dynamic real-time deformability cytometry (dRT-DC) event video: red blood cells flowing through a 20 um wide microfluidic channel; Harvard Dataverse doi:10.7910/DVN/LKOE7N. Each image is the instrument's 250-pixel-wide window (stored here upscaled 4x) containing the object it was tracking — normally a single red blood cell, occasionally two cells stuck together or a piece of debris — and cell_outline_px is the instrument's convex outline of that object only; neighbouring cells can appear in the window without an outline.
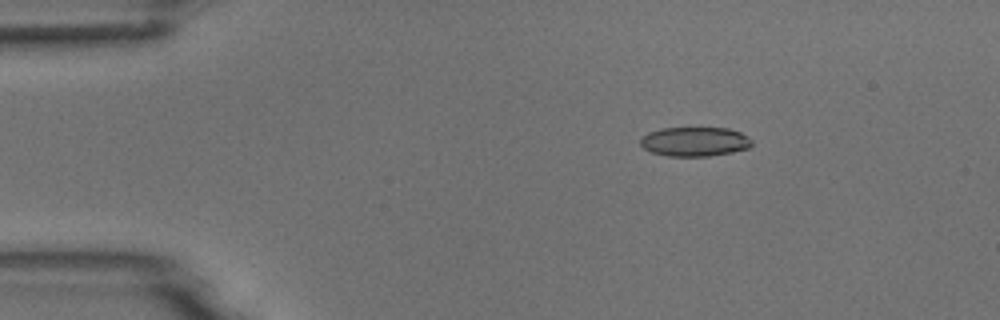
{"species": "common noctule bat (a hibernating species)", "species_latin": "Nyctalus noctula", "temperature_condition": "room temperature", "stored_images_in_passage": 5, "camera_frame_rate_fps": 3000, "um_per_image_px": 0.085, "animal": {"sex": "male", "body_mass_g": 18.8}, "frame": {"image": 1, "passage_image": 2, "time_ms": 2.0, "image_size_px": [1000, 320], "cell_outline_px": [[752, 144], [748, 148], [732, 152], [708, 156], [668, 156], [652, 152], [644, 148], [640, 144], [640, 140], [648, 132], [660, 128], [728, 128], [740, 132], [748, 136], [752, 140]], "centroid_in_image_um": [59.06, 12.03], "position_along_channel_um": 25.9, "area_um2": 19.02}}
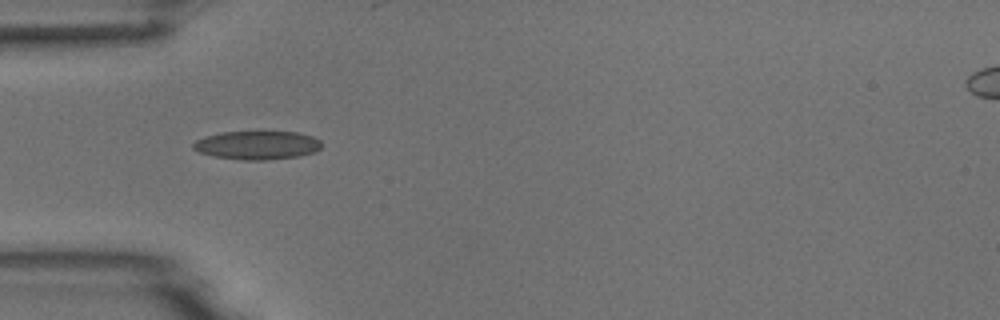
{"frame": {"image": 2, "passage_image": 4, "time_ms": 4.667, "image_size_px": [1000, 320], "cell_outline_px": [[320, 148], [316, 152], [300, 156], [268, 160], [240, 160], [216, 156], [200, 152], [192, 148], [192, 144], [196, 140], [204, 136], [220, 132], [296, 132], [312, 136], [320, 140]], "centroid_in_image_um": [21.86, 12.34], "position_along_channel_um": 63.1, "area_um2": 21.39}}